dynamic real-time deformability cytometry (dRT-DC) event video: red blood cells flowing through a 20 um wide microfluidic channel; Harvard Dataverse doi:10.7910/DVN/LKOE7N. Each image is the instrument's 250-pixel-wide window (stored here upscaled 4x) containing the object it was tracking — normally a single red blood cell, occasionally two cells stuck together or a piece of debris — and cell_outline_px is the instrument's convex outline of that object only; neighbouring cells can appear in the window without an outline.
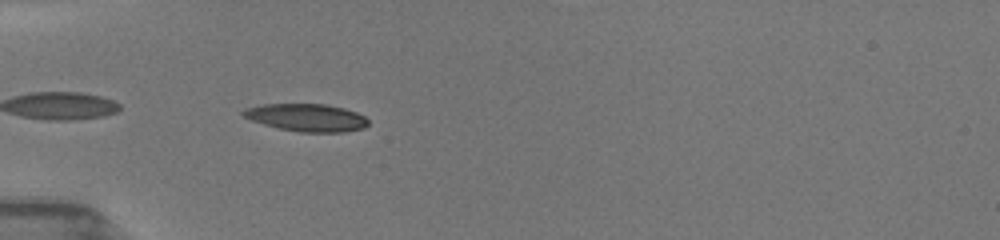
{"species": "common noctule bat (a hibernating species)", "species_latin": "Nyctalus noctula", "temperature_condition": "room temperature", "stored_images_in_passage": 5, "camera_frame_rate_fps": 3000, "um_per_image_px": 0.085, "animal": {"sex": "female", "body_mass_g": 19.5, "forearm_length_mm": 54.1}, "frame": {"image": 1, "passage_image": 1, "time_ms": 0.0, "image_size_px": [1000, 240], "cell_outline_px": [[368, 124], [364, 128], [344, 132], [300, 132], [280, 128], [264, 124], [252, 120], [244, 116], [240, 112], [244, 108], [264, 104], [324, 104], [344, 108], [356, 112], [364, 116], [368, 120]], "centroid_in_image_um": [26.07, 9.99], "position_along_channel_um": 58.9, "area_um2": 20.0}}